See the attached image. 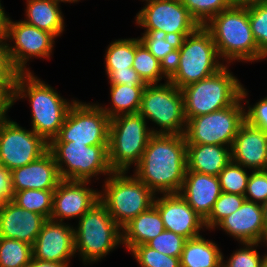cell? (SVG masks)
<instances>
[{
	"mask_svg": "<svg viewBox=\"0 0 267 267\" xmlns=\"http://www.w3.org/2000/svg\"><path fill=\"white\" fill-rule=\"evenodd\" d=\"M153 205L158 209L165 230L174 232L186 239L200 236L204 219L199 216L179 193L163 194L154 198Z\"/></svg>",
	"mask_w": 267,
	"mask_h": 267,
	"instance_id": "18",
	"label": "cell"
},
{
	"mask_svg": "<svg viewBox=\"0 0 267 267\" xmlns=\"http://www.w3.org/2000/svg\"><path fill=\"white\" fill-rule=\"evenodd\" d=\"M6 19L7 15L0 1V41H6L5 40Z\"/></svg>",
	"mask_w": 267,
	"mask_h": 267,
	"instance_id": "48",
	"label": "cell"
},
{
	"mask_svg": "<svg viewBox=\"0 0 267 267\" xmlns=\"http://www.w3.org/2000/svg\"><path fill=\"white\" fill-rule=\"evenodd\" d=\"M90 181L62 180L53 193L50 219L63 222L64 219L81 218L96 202L99 191L86 187Z\"/></svg>",
	"mask_w": 267,
	"mask_h": 267,
	"instance_id": "17",
	"label": "cell"
},
{
	"mask_svg": "<svg viewBox=\"0 0 267 267\" xmlns=\"http://www.w3.org/2000/svg\"><path fill=\"white\" fill-rule=\"evenodd\" d=\"M211 33L199 26L192 34L178 43L168 81L178 89L216 74L225 65L219 61Z\"/></svg>",
	"mask_w": 267,
	"mask_h": 267,
	"instance_id": "4",
	"label": "cell"
},
{
	"mask_svg": "<svg viewBox=\"0 0 267 267\" xmlns=\"http://www.w3.org/2000/svg\"><path fill=\"white\" fill-rule=\"evenodd\" d=\"M29 98L32 109V130L48 143L63 126L71 102L63 99L50 85L45 84L32 72L18 73L13 90V103L20 98Z\"/></svg>",
	"mask_w": 267,
	"mask_h": 267,
	"instance_id": "2",
	"label": "cell"
},
{
	"mask_svg": "<svg viewBox=\"0 0 267 267\" xmlns=\"http://www.w3.org/2000/svg\"><path fill=\"white\" fill-rule=\"evenodd\" d=\"M110 87L112 106H100L110 119L119 115L138 113L144 88H130L125 84Z\"/></svg>",
	"mask_w": 267,
	"mask_h": 267,
	"instance_id": "28",
	"label": "cell"
},
{
	"mask_svg": "<svg viewBox=\"0 0 267 267\" xmlns=\"http://www.w3.org/2000/svg\"><path fill=\"white\" fill-rule=\"evenodd\" d=\"M33 258L66 263L74 257V228L61 221L47 219L32 245Z\"/></svg>",
	"mask_w": 267,
	"mask_h": 267,
	"instance_id": "16",
	"label": "cell"
},
{
	"mask_svg": "<svg viewBox=\"0 0 267 267\" xmlns=\"http://www.w3.org/2000/svg\"><path fill=\"white\" fill-rule=\"evenodd\" d=\"M46 218L19 207L12 200L0 212V237L16 239L33 245Z\"/></svg>",
	"mask_w": 267,
	"mask_h": 267,
	"instance_id": "22",
	"label": "cell"
},
{
	"mask_svg": "<svg viewBox=\"0 0 267 267\" xmlns=\"http://www.w3.org/2000/svg\"><path fill=\"white\" fill-rule=\"evenodd\" d=\"M187 171L218 176L232 160L231 148L213 144H186Z\"/></svg>",
	"mask_w": 267,
	"mask_h": 267,
	"instance_id": "24",
	"label": "cell"
},
{
	"mask_svg": "<svg viewBox=\"0 0 267 267\" xmlns=\"http://www.w3.org/2000/svg\"><path fill=\"white\" fill-rule=\"evenodd\" d=\"M222 193L218 176L186 171L179 194L203 219L211 212Z\"/></svg>",
	"mask_w": 267,
	"mask_h": 267,
	"instance_id": "23",
	"label": "cell"
},
{
	"mask_svg": "<svg viewBox=\"0 0 267 267\" xmlns=\"http://www.w3.org/2000/svg\"><path fill=\"white\" fill-rule=\"evenodd\" d=\"M249 23L258 49L267 52V2L248 6Z\"/></svg>",
	"mask_w": 267,
	"mask_h": 267,
	"instance_id": "38",
	"label": "cell"
},
{
	"mask_svg": "<svg viewBox=\"0 0 267 267\" xmlns=\"http://www.w3.org/2000/svg\"><path fill=\"white\" fill-rule=\"evenodd\" d=\"M225 65L216 74L181 88L187 121L229 107L241 97L242 84Z\"/></svg>",
	"mask_w": 267,
	"mask_h": 267,
	"instance_id": "8",
	"label": "cell"
},
{
	"mask_svg": "<svg viewBox=\"0 0 267 267\" xmlns=\"http://www.w3.org/2000/svg\"><path fill=\"white\" fill-rule=\"evenodd\" d=\"M130 252L140 267H181L180 258L165 255L146 244L135 246Z\"/></svg>",
	"mask_w": 267,
	"mask_h": 267,
	"instance_id": "37",
	"label": "cell"
},
{
	"mask_svg": "<svg viewBox=\"0 0 267 267\" xmlns=\"http://www.w3.org/2000/svg\"><path fill=\"white\" fill-rule=\"evenodd\" d=\"M119 244H122V228L100 201L74 227L75 253H80L84 265L99 261Z\"/></svg>",
	"mask_w": 267,
	"mask_h": 267,
	"instance_id": "6",
	"label": "cell"
},
{
	"mask_svg": "<svg viewBox=\"0 0 267 267\" xmlns=\"http://www.w3.org/2000/svg\"><path fill=\"white\" fill-rule=\"evenodd\" d=\"M15 82H0V121L8 119L7 111L13 106Z\"/></svg>",
	"mask_w": 267,
	"mask_h": 267,
	"instance_id": "45",
	"label": "cell"
},
{
	"mask_svg": "<svg viewBox=\"0 0 267 267\" xmlns=\"http://www.w3.org/2000/svg\"><path fill=\"white\" fill-rule=\"evenodd\" d=\"M187 8L191 17L199 24L205 26L215 15L230 8L232 0H180Z\"/></svg>",
	"mask_w": 267,
	"mask_h": 267,
	"instance_id": "34",
	"label": "cell"
},
{
	"mask_svg": "<svg viewBox=\"0 0 267 267\" xmlns=\"http://www.w3.org/2000/svg\"><path fill=\"white\" fill-rule=\"evenodd\" d=\"M11 171L0 165V198L5 202L13 200Z\"/></svg>",
	"mask_w": 267,
	"mask_h": 267,
	"instance_id": "46",
	"label": "cell"
},
{
	"mask_svg": "<svg viewBox=\"0 0 267 267\" xmlns=\"http://www.w3.org/2000/svg\"><path fill=\"white\" fill-rule=\"evenodd\" d=\"M262 242H265L264 244L267 243V229H266V231H265V235H264V238H263ZM266 245H267V244H266Z\"/></svg>",
	"mask_w": 267,
	"mask_h": 267,
	"instance_id": "54",
	"label": "cell"
},
{
	"mask_svg": "<svg viewBox=\"0 0 267 267\" xmlns=\"http://www.w3.org/2000/svg\"><path fill=\"white\" fill-rule=\"evenodd\" d=\"M142 35L141 42L161 64L169 69L174 62L179 40L169 37L161 30H145Z\"/></svg>",
	"mask_w": 267,
	"mask_h": 267,
	"instance_id": "30",
	"label": "cell"
},
{
	"mask_svg": "<svg viewBox=\"0 0 267 267\" xmlns=\"http://www.w3.org/2000/svg\"><path fill=\"white\" fill-rule=\"evenodd\" d=\"M32 258V245L0 237V267H27Z\"/></svg>",
	"mask_w": 267,
	"mask_h": 267,
	"instance_id": "33",
	"label": "cell"
},
{
	"mask_svg": "<svg viewBox=\"0 0 267 267\" xmlns=\"http://www.w3.org/2000/svg\"><path fill=\"white\" fill-rule=\"evenodd\" d=\"M247 95L242 85L241 97L233 105L190 118L184 133L186 144H213L231 148L240 126L245 122V107L241 103Z\"/></svg>",
	"mask_w": 267,
	"mask_h": 267,
	"instance_id": "9",
	"label": "cell"
},
{
	"mask_svg": "<svg viewBox=\"0 0 267 267\" xmlns=\"http://www.w3.org/2000/svg\"><path fill=\"white\" fill-rule=\"evenodd\" d=\"M132 68L146 85L158 84L162 77L168 80V69L149 52L140 38H136V51Z\"/></svg>",
	"mask_w": 267,
	"mask_h": 267,
	"instance_id": "29",
	"label": "cell"
},
{
	"mask_svg": "<svg viewBox=\"0 0 267 267\" xmlns=\"http://www.w3.org/2000/svg\"><path fill=\"white\" fill-rule=\"evenodd\" d=\"M49 149V143L32 129L13 120L0 121V165L10 171L35 161Z\"/></svg>",
	"mask_w": 267,
	"mask_h": 267,
	"instance_id": "13",
	"label": "cell"
},
{
	"mask_svg": "<svg viewBox=\"0 0 267 267\" xmlns=\"http://www.w3.org/2000/svg\"><path fill=\"white\" fill-rule=\"evenodd\" d=\"M55 36L47 31L40 30L24 21L6 19L5 40L13 41L15 45L7 43L9 57L13 67L19 73L31 72L26 68L31 57L50 58Z\"/></svg>",
	"mask_w": 267,
	"mask_h": 267,
	"instance_id": "14",
	"label": "cell"
},
{
	"mask_svg": "<svg viewBox=\"0 0 267 267\" xmlns=\"http://www.w3.org/2000/svg\"><path fill=\"white\" fill-rule=\"evenodd\" d=\"M126 174L127 172H112L104 181L103 192H99V201L121 228L147 211L153 205L156 195L134 174Z\"/></svg>",
	"mask_w": 267,
	"mask_h": 267,
	"instance_id": "7",
	"label": "cell"
},
{
	"mask_svg": "<svg viewBox=\"0 0 267 267\" xmlns=\"http://www.w3.org/2000/svg\"><path fill=\"white\" fill-rule=\"evenodd\" d=\"M146 121L139 113L110 119L108 161L113 172H128L131 165L139 164L149 138L158 134Z\"/></svg>",
	"mask_w": 267,
	"mask_h": 267,
	"instance_id": "5",
	"label": "cell"
},
{
	"mask_svg": "<svg viewBox=\"0 0 267 267\" xmlns=\"http://www.w3.org/2000/svg\"><path fill=\"white\" fill-rule=\"evenodd\" d=\"M145 1L146 5L136 14L135 21L146 30H161L181 41L199 27L180 0Z\"/></svg>",
	"mask_w": 267,
	"mask_h": 267,
	"instance_id": "15",
	"label": "cell"
},
{
	"mask_svg": "<svg viewBox=\"0 0 267 267\" xmlns=\"http://www.w3.org/2000/svg\"><path fill=\"white\" fill-rule=\"evenodd\" d=\"M187 239L174 232L164 230L146 243L147 246L165 255L180 258Z\"/></svg>",
	"mask_w": 267,
	"mask_h": 267,
	"instance_id": "39",
	"label": "cell"
},
{
	"mask_svg": "<svg viewBox=\"0 0 267 267\" xmlns=\"http://www.w3.org/2000/svg\"><path fill=\"white\" fill-rule=\"evenodd\" d=\"M4 203H5V201H4L3 199L0 198V212H1L2 209H3Z\"/></svg>",
	"mask_w": 267,
	"mask_h": 267,
	"instance_id": "53",
	"label": "cell"
},
{
	"mask_svg": "<svg viewBox=\"0 0 267 267\" xmlns=\"http://www.w3.org/2000/svg\"><path fill=\"white\" fill-rule=\"evenodd\" d=\"M249 177L247 169L231 160L218 175L221 191L244 196Z\"/></svg>",
	"mask_w": 267,
	"mask_h": 267,
	"instance_id": "35",
	"label": "cell"
},
{
	"mask_svg": "<svg viewBox=\"0 0 267 267\" xmlns=\"http://www.w3.org/2000/svg\"><path fill=\"white\" fill-rule=\"evenodd\" d=\"M261 267H267V254L264 255V258L262 260Z\"/></svg>",
	"mask_w": 267,
	"mask_h": 267,
	"instance_id": "52",
	"label": "cell"
},
{
	"mask_svg": "<svg viewBox=\"0 0 267 267\" xmlns=\"http://www.w3.org/2000/svg\"><path fill=\"white\" fill-rule=\"evenodd\" d=\"M264 2H267V0H232L233 5L244 7Z\"/></svg>",
	"mask_w": 267,
	"mask_h": 267,
	"instance_id": "49",
	"label": "cell"
},
{
	"mask_svg": "<svg viewBox=\"0 0 267 267\" xmlns=\"http://www.w3.org/2000/svg\"><path fill=\"white\" fill-rule=\"evenodd\" d=\"M26 18L23 21L55 37L64 31V18L59 3L52 0H26Z\"/></svg>",
	"mask_w": 267,
	"mask_h": 267,
	"instance_id": "26",
	"label": "cell"
},
{
	"mask_svg": "<svg viewBox=\"0 0 267 267\" xmlns=\"http://www.w3.org/2000/svg\"><path fill=\"white\" fill-rule=\"evenodd\" d=\"M164 230L162 217L152 205L122 227V245L130 252L135 246L146 244Z\"/></svg>",
	"mask_w": 267,
	"mask_h": 267,
	"instance_id": "25",
	"label": "cell"
},
{
	"mask_svg": "<svg viewBox=\"0 0 267 267\" xmlns=\"http://www.w3.org/2000/svg\"><path fill=\"white\" fill-rule=\"evenodd\" d=\"M138 113L160 127L158 134L185 133L183 94L168 80L164 84L145 86Z\"/></svg>",
	"mask_w": 267,
	"mask_h": 267,
	"instance_id": "11",
	"label": "cell"
},
{
	"mask_svg": "<svg viewBox=\"0 0 267 267\" xmlns=\"http://www.w3.org/2000/svg\"><path fill=\"white\" fill-rule=\"evenodd\" d=\"M244 196L247 201L260 204L267 201V169L252 171Z\"/></svg>",
	"mask_w": 267,
	"mask_h": 267,
	"instance_id": "41",
	"label": "cell"
},
{
	"mask_svg": "<svg viewBox=\"0 0 267 267\" xmlns=\"http://www.w3.org/2000/svg\"><path fill=\"white\" fill-rule=\"evenodd\" d=\"M245 200V196L222 192L210 214L204 219L205 228L214 229L223 218L238 210Z\"/></svg>",
	"mask_w": 267,
	"mask_h": 267,
	"instance_id": "36",
	"label": "cell"
},
{
	"mask_svg": "<svg viewBox=\"0 0 267 267\" xmlns=\"http://www.w3.org/2000/svg\"><path fill=\"white\" fill-rule=\"evenodd\" d=\"M218 227L242 244L261 243L266 231L262 204L245 200L238 210L215 226Z\"/></svg>",
	"mask_w": 267,
	"mask_h": 267,
	"instance_id": "19",
	"label": "cell"
},
{
	"mask_svg": "<svg viewBox=\"0 0 267 267\" xmlns=\"http://www.w3.org/2000/svg\"><path fill=\"white\" fill-rule=\"evenodd\" d=\"M110 118L99 104L75 101L69 108L58 135L50 142L108 145Z\"/></svg>",
	"mask_w": 267,
	"mask_h": 267,
	"instance_id": "12",
	"label": "cell"
},
{
	"mask_svg": "<svg viewBox=\"0 0 267 267\" xmlns=\"http://www.w3.org/2000/svg\"><path fill=\"white\" fill-rule=\"evenodd\" d=\"M232 161L252 171L267 169V133L248 124L240 126L231 147Z\"/></svg>",
	"mask_w": 267,
	"mask_h": 267,
	"instance_id": "20",
	"label": "cell"
},
{
	"mask_svg": "<svg viewBox=\"0 0 267 267\" xmlns=\"http://www.w3.org/2000/svg\"><path fill=\"white\" fill-rule=\"evenodd\" d=\"M6 42L0 41V82H15L19 72L11 63Z\"/></svg>",
	"mask_w": 267,
	"mask_h": 267,
	"instance_id": "44",
	"label": "cell"
},
{
	"mask_svg": "<svg viewBox=\"0 0 267 267\" xmlns=\"http://www.w3.org/2000/svg\"><path fill=\"white\" fill-rule=\"evenodd\" d=\"M136 51V38L118 39L110 43L105 54L107 76L112 71L131 70Z\"/></svg>",
	"mask_w": 267,
	"mask_h": 267,
	"instance_id": "31",
	"label": "cell"
},
{
	"mask_svg": "<svg viewBox=\"0 0 267 267\" xmlns=\"http://www.w3.org/2000/svg\"><path fill=\"white\" fill-rule=\"evenodd\" d=\"M53 2H56V3H60V2H69V3H75V2H79L80 0H52Z\"/></svg>",
	"mask_w": 267,
	"mask_h": 267,
	"instance_id": "51",
	"label": "cell"
},
{
	"mask_svg": "<svg viewBox=\"0 0 267 267\" xmlns=\"http://www.w3.org/2000/svg\"><path fill=\"white\" fill-rule=\"evenodd\" d=\"M186 171L185 135L153 134L134 175L157 195L179 193Z\"/></svg>",
	"mask_w": 267,
	"mask_h": 267,
	"instance_id": "1",
	"label": "cell"
},
{
	"mask_svg": "<svg viewBox=\"0 0 267 267\" xmlns=\"http://www.w3.org/2000/svg\"><path fill=\"white\" fill-rule=\"evenodd\" d=\"M258 244L260 243H243L245 246L234 251L228 262L224 263V256H222V267H261L264 256L261 257L254 248Z\"/></svg>",
	"mask_w": 267,
	"mask_h": 267,
	"instance_id": "40",
	"label": "cell"
},
{
	"mask_svg": "<svg viewBox=\"0 0 267 267\" xmlns=\"http://www.w3.org/2000/svg\"><path fill=\"white\" fill-rule=\"evenodd\" d=\"M108 79L110 85L125 84L130 88H145L146 86L133 68H131V70L112 71L108 75Z\"/></svg>",
	"mask_w": 267,
	"mask_h": 267,
	"instance_id": "43",
	"label": "cell"
},
{
	"mask_svg": "<svg viewBox=\"0 0 267 267\" xmlns=\"http://www.w3.org/2000/svg\"><path fill=\"white\" fill-rule=\"evenodd\" d=\"M212 35L220 58L233 61L254 62L262 60V53L249 23L248 6H235L215 15L205 26Z\"/></svg>",
	"mask_w": 267,
	"mask_h": 267,
	"instance_id": "3",
	"label": "cell"
},
{
	"mask_svg": "<svg viewBox=\"0 0 267 267\" xmlns=\"http://www.w3.org/2000/svg\"><path fill=\"white\" fill-rule=\"evenodd\" d=\"M265 58H267V52L262 55V60H265Z\"/></svg>",
	"mask_w": 267,
	"mask_h": 267,
	"instance_id": "55",
	"label": "cell"
},
{
	"mask_svg": "<svg viewBox=\"0 0 267 267\" xmlns=\"http://www.w3.org/2000/svg\"><path fill=\"white\" fill-rule=\"evenodd\" d=\"M13 192L37 189L55 190L62 181L58 166L48 150L29 164L11 171Z\"/></svg>",
	"mask_w": 267,
	"mask_h": 267,
	"instance_id": "21",
	"label": "cell"
},
{
	"mask_svg": "<svg viewBox=\"0 0 267 267\" xmlns=\"http://www.w3.org/2000/svg\"><path fill=\"white\" fill-rule=\"evenodd\" d=\"M58 166L62 180L91 181L98 174L110 175L108 145L49 142L48 149Z\"/></svg>",
	"mask_w": 267,
	"mask_h": 267,
	"instance_id": "10",
	"label": "cell"
},
{
	"mask_svg": "<svg viewBox=\"0 0 267 267\" xmlns=\"http://www.w3.org/2000/svg\"><path fill=\"white\" fill-rule=\"evenodd\" d=\"M222 252L202 235L187 239L180 256L181 267H222Z\"/></svg>",
	"mask_w": 267,
	"mask_h": 267,
	"instance_id": "27",
	"label": "cell"
},
{
	"mask_svg": "<svg viewBox=\"0 0 267 267\" xmlns=\"http://www.w3.org/2000/svg\"><path fill=\"white\" fill-rule=\"evenodd\" d=\"M245 111V121L267 133V97L260 99L255 105L248 106Z\"/></svg>",
	"mask_w": 267,
	"mask_h": 267,
	"instance_id": "42",
	"label": "cell"
},
{
	"mask_svg": "<svg viewBox=\"0 0 267 267\" xmlns=\"http://www.w3.org/2000/svg\"><path fill=\"white\" fill-rule=\"evenodd\" d=\"M27 267H69L66 263H58L32 258Z\"/></svg>",
	"mask_w": 267,
	"mask_h": 267,
	"instance_id": "47",
	"label": "cell"
},
{
	"mask_svg": "<svg viewBox=\"0 0 267 267\" xmlns=\"http://www.w3.org/2000/svg\"><path fill=\"white\" fill-rule=\"evenodd\" d=\"M54 190L27 189L14 193L13 202L19 207L50 219Z\"/></svg>",
	"mask_w": 267,
	"mask_h": 267,
	"instance_id": "32",
	"label": "cell"
},
{
	"mask_svg": "<svg viewBox=\"0 0 267 267\" xmlns=\"http://www.w3.org/2000/svg\"><path fill=\"white\" fill-rule=\"evenodd\" d=\"M262 207H263V214H264V223L267 229V201L264 204H262Z\"/></svg>",
	"mask_w": 267,
	"mask_h": 267,
	"instance_id": "50",
	"label": "cell"
}]
</instances>
